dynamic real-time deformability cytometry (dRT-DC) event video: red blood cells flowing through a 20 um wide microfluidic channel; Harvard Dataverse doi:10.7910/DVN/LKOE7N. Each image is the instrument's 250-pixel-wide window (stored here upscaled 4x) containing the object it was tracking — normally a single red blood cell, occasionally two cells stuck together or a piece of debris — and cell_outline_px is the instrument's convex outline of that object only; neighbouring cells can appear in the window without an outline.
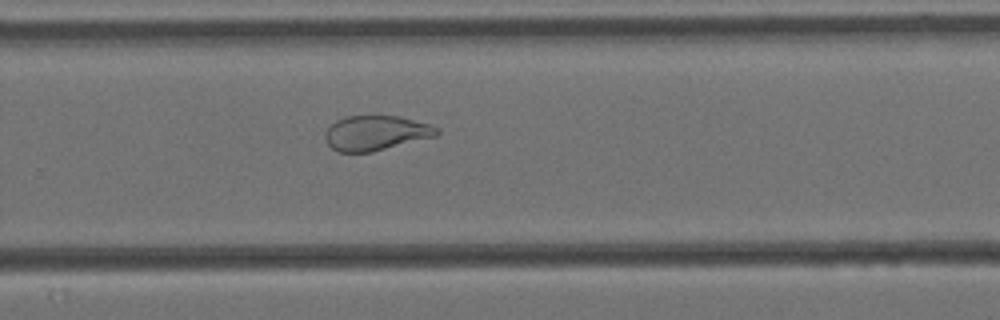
{"species": "Egyptian fruit bat (a non-hibernating species)", "species_latin": "Rousettus aegyptiacus", "temperature_condition": "cold", "stored_images_in_passage": 10, "camera_frame_rate_fps": 3000, "um_per_image_px": 0.085, "animal": {"sex": "female"}, "frame": {"image": 1, "passage_image": 10, "time_ms": 3.0, "image_size_px": [1000, 320], "cell_outline_px": [[440, 132], [436, 136], [372, 152], [336, 152], [328, 144], [324, 136], [328, 128], [336, 120], [348, 116], [396, 116], [428, 124], [440, 128]], "centroid_in_image_um": [31.94, 11.31], "position_along_channel_um": 297.9, "area_um2": 22.48}}